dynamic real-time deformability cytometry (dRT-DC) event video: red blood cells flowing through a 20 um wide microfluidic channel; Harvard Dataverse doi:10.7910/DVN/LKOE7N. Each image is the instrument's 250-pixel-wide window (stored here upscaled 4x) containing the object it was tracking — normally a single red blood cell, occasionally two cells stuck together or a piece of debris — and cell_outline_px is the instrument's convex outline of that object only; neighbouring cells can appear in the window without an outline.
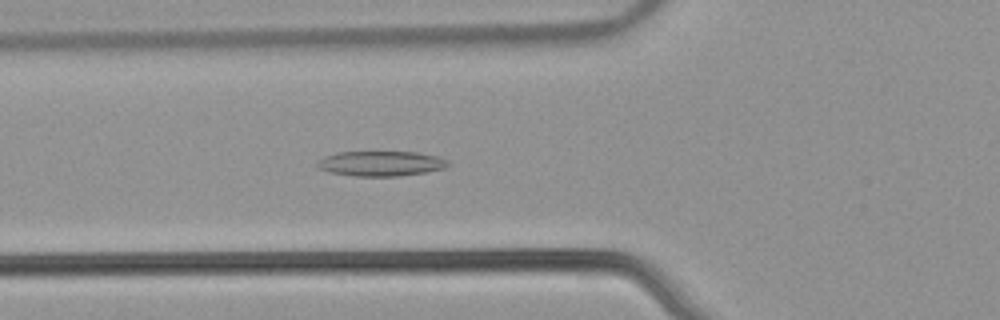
{"species": "common noctule bat (a hibernating species)", "species_latin": "Nyctalus noctula", "temperature_condition": "warm", "stored_images_in_passage": 53, "camera_frame_rate_fps": 3000, "um_per_image_px": 0.085, "animal": {"sex": "male", "body_mass_g": 21.5, "forearm_length_mm": 52.0}, "frame": {"image": 1, "passage_image": 20, "time_ms": 6.333, "image_size_px": [1000, 320], "cell_outline_px": [[452, 164], [444, 168], [424, 172], [400, 176], [356, 176], [328, 172], [316, 168], [316, 160], [324, 156], [336, 152], [416, 152], [440, 156], [448, 160]], "centroid_in_image_um": [32.35, 13.89], "position_along_channel_um": 93.4, "area_um2": 19.36}}
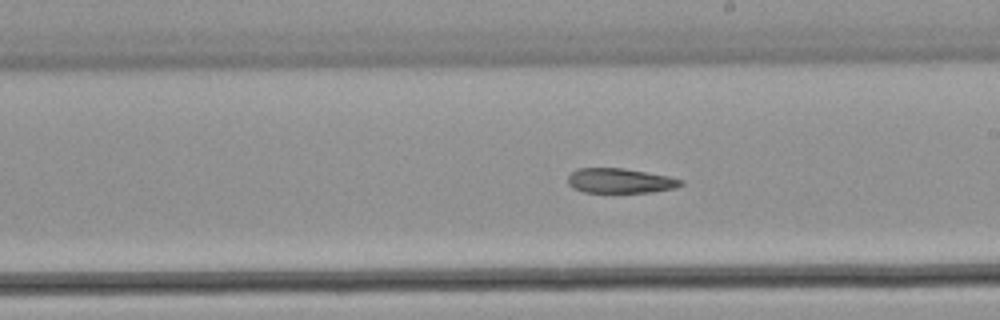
{"frame": {"image": 2, "passage_image": 31, "time_ms": 10.0, "image_size_px": [1000, 320], "cell_outline_px": [[684, 184], [676, 188], [652, 192], [584, 192], [572, 188], [568, 184], [568, 176], [576, 168], [624, 168], [668, 176], [684, 180]], "centroid_in_image_um": [52.72, 15.36], "position_along_channel_um": 236.3, "area_um2": 16.42}}
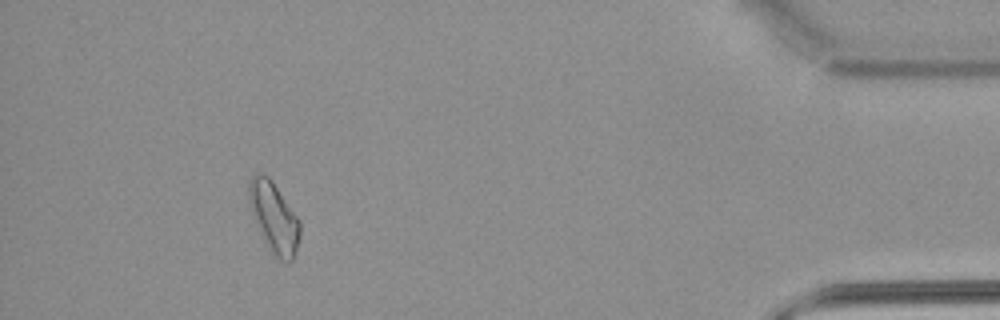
{"frame": {"image": 3, "passage_image": 49, "time_ms": 16.0, "image_size_px": [1000, 320], "cell_outline_px": [[300, 236], [292, 260], [288, 264], [284, 264], [272, 252], [252, 212], [248, 200], [248, 184], [252, 176], [268, 176], [272, 180], [300, 220]], "centroid_in_image_um": [23.32, 18.49], "position_along_channel_um": 411.9, "area_um2": 20.23}, "authors_computed_cell_mechanics": {"area_um2": 19.363, "velocity_mm_per_s": 3.8987, "shape_relaxation_time_tau1_ms": null, "shape_relaxation_time_tau2_ms": 10.7314, "deformation_change_tau1": null, "deformation_change_tau2": 0.2241}}